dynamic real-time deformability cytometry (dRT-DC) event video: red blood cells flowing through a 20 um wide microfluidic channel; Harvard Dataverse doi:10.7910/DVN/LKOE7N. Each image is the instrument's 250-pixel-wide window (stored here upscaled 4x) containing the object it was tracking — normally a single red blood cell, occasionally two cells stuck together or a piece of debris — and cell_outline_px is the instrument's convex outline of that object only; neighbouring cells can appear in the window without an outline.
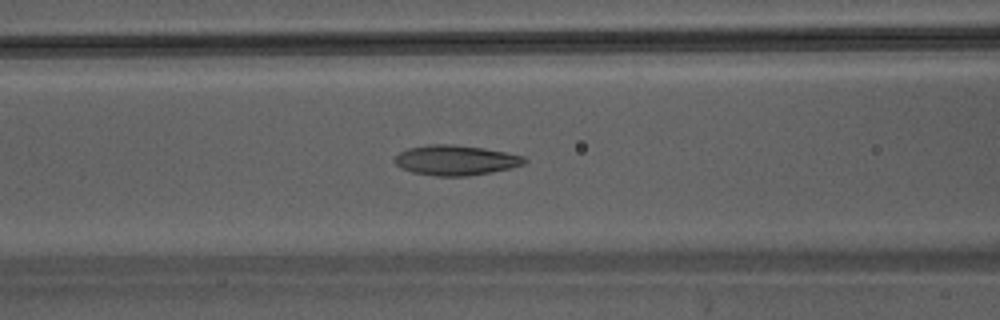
{"species": "Egyptian fruit bat (a non-hibernating species)", "species_latin": "Rousettus aegyptiacus", "temperature_condition": "warm", "stored_images_in_passage": 45, "camera_frame_rate_fps": 3000, "um_per_image_px": 0.085, "animal": {"sex": "male"}, "frame": {"image": 1, "passage_image": 19, "time_ms": 6.0, "image_size_px": [1000, 320], "cell_outline_px": [[528, 160], [524, 164], [492, 172], [468, 176], [436, 176], [412, 172], [400, 168], [392, 160], [400, 152], [408, 148], [428, 144], [452, 144], [484, 148], [524, 156]], "centroid_in_image_um": [38.7, 13.61], "position_along_channel_um": 127.9, "area_um2": 22.77}}
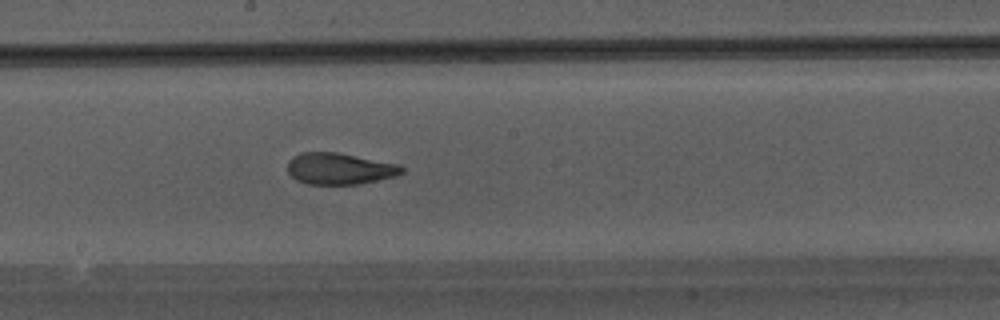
{"frame": {"image": 2, "passage_image": 25, "time_ms": 8.0, "image_size_px": [1000, 320], "cell_outline_px": [[404, 172], [396, 176], [360, 184], [308, 184], [296, 180], [288, 172], [288, 160], [300, 152], [340, 152], [400, 164], [404, 168]], "centroid_in_image_um": [28.89, 14.33], "position_along_channel_um": 219.3, "area_um2": 21.21}}
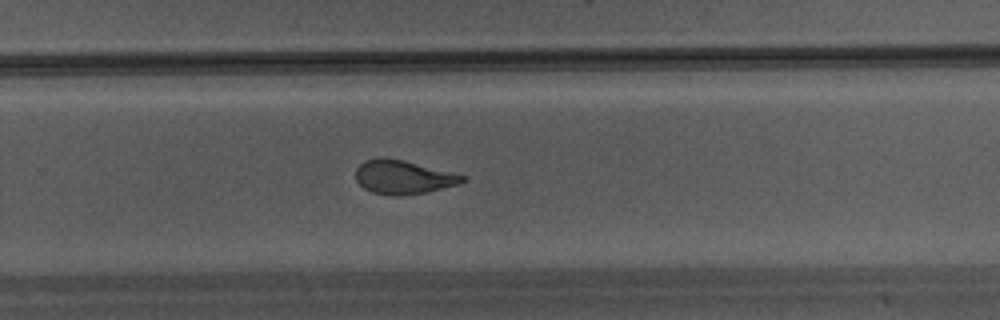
{"frame": {"image": 3, "passage_image": 30, "time_ms": 9.667, "image_size_px": [1000, 320], "cell_outline_px": [[468, 180], [456, 184], [424, 192], [396, 196], [392, 196], [372, 192], [364, 188], [356, 180], [356, 168], [364, 160], [380, 156], [404, 160], [468, 176]], "centroid_in_image_um": [34.25, 15.03], "position_along_channel_um": 295.6, "area_um2": 20.98}}